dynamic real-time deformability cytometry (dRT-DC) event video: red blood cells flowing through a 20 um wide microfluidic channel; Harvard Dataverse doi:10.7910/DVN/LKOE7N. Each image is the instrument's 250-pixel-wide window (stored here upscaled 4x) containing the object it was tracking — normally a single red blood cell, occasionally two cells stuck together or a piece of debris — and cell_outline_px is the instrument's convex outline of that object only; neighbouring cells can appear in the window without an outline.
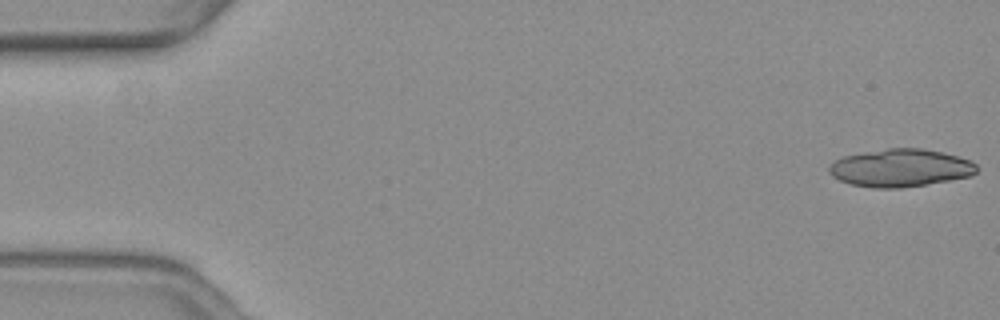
{"species": "common noctule bat (a hibernating species)", "species_latin": "Nyctalus noctula", "temperature_condition": "warm", "stored_images_in_passage": 24, "segment_of_instrument_passage": [1, 2], "camera_frame_rate_fps": 3000, "um_per_image_px": 0.085, "animal": {"sex": "female", "body_mass_g": 19.3, "forearm_length_mm": 54.1}, "frame": {"image": 1, "passage_image": 1, "time_ms": 0.0, "image_size_px": [1000, 320], "cell_outline_px": [[976, 172], [968, 176], [948, 180], [900, 188], [872, 188], [848, 184], [832, 176], [828, 168], [836, 160], [844, 156], [864, 152], [888, 148], [920, 148], [940, 152], [972, 160], [976, 164]], "centroid_in_image_um": [76.51, 14.27], "position_along_channel_um": 8.5, "area_um2": 32.14}}